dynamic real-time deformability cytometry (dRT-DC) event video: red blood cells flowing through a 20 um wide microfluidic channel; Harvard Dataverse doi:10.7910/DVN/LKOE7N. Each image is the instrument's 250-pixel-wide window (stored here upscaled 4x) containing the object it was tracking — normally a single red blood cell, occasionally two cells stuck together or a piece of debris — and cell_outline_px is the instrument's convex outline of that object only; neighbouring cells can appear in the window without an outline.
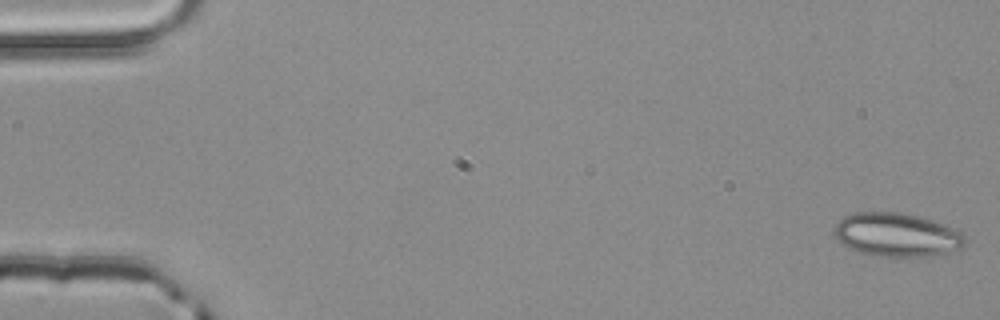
{"species": "common noctule bat (a hibernating species)", "species_latin": "Nyctalus noctula", "temperature_condition": "room temperature", "stored_images_in_passage": 5, "segment_of_instrument_passage": [2, 2], "camera_frame_rate_fps": 3000, "um_per_image_px": 0.085, "animal": {"sex": "male", "body_mass_g": 20.4}, "frame": {"image": 1, "passage_image": 5, "time_ms": 1.333, "image_size_px": [1000, 320], "cell_outline_px": [[968, 240], [960, 248], [944, 252], [924, 256], [876, 256], [860, 252], [848, 248], [832, 232], [836, 224], [844, 216], [856, 212], [900, 212], [916, 216], [944, 224], [960, 232]], "centroid_in_image_um": [76.19, 19.95], "position_along_channel_um": 8.8, "area_um2": 32.77}}